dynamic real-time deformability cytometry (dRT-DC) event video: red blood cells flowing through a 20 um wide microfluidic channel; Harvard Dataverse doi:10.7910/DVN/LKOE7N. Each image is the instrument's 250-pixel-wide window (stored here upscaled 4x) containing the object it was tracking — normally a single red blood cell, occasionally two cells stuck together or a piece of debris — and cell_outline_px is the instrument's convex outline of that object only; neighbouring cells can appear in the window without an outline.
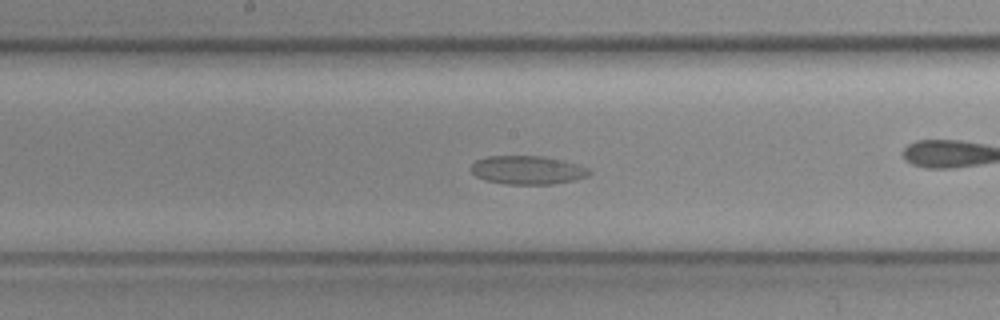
{"species": "common noctule bat (a hibernating species)", "species_latin": "Nyctalus noctula", "temperature_condition": "cold", "stored_images_in_passage": 52, "camera_frame_rate_fps": 3000, "um_per_image_px": 0.085, "animal": {"sex": "female", "body_mass_g": 19.3, "forearm_length_mm": 54.1}, "frame": {"image": 1, "passage_image": 27, "time_ms": 8.667, "image_size_px": [1000, 320], "cell_outline_px": [[592, 172], [588, 176], [576, 180], [552, 184], [508, 184], [484, 180], [476, 176], [472, 172], [472, 164], [476, 160], [488, 156], [544, 156], [564, 160], [592, 168]], "centroid_in_image_um": [44.91, 14.45], "position_along_channel_um": 203.3, "area_um2": 19.88}}
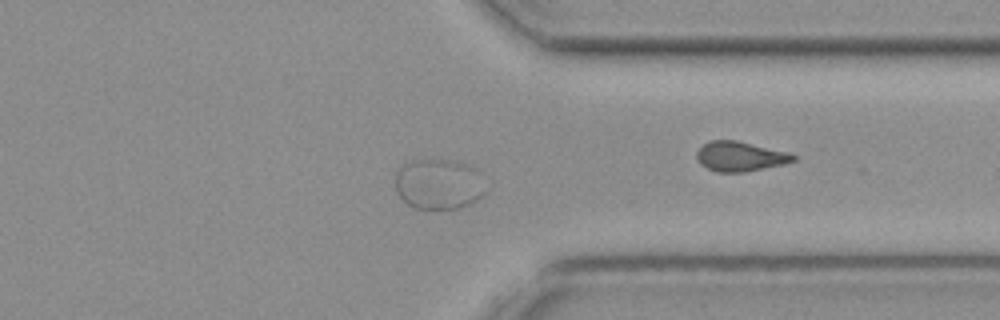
{"frame": {"image": 2, "passage_image": 40, "time_ms": 13.0, "image_size_px": [1000, 320], "cell_outline_px": [[484, 192], [476, 200], [460, 208], [412, 208], [396, 192], [396, 172], [404, 164], [412, 160], [452, 160], [468, 164], [480, 168]], "centroid_in_image_um": [37.3, 15.63], "position_along_channel_um": 374.1, "area_um2": 26.53}}